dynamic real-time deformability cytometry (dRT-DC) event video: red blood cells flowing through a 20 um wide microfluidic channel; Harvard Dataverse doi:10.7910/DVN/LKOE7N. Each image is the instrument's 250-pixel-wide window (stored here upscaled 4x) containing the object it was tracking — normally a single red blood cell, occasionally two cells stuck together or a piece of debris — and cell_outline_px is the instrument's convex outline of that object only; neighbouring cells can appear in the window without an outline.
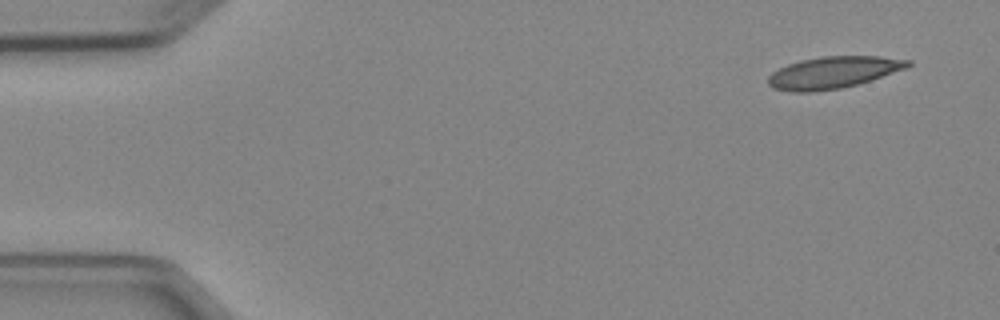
{"species": "Egyptian fruit bat (a non-hibernating species)", "species_latin": "Rousettus aegyptiacus", "temperature_condition": "cold", "stored_images_in_passage": 4, "camera_frame_rate_fps": 3000, "um_per_image_px": 0.085, "animal": {"sex": "female"}, "frame": {"image": 1, "passage_image": 1, "time_ms": 0.0, "image_size_px": [1000, 320], "cell_outline_px": [[912, 64], [908, 68], [856, 84], [840, 88], [812, 92], [788, 92], [772, 88], [768, 84], [768, 76], [772, 72], [788, 64], [800, 60], [820, 56], [880, 56], [912, 60]], "centroid_in_image_um": [70.81, 6.15], "position_along_channel_um": 14.2, "area_um2": 26.01}}